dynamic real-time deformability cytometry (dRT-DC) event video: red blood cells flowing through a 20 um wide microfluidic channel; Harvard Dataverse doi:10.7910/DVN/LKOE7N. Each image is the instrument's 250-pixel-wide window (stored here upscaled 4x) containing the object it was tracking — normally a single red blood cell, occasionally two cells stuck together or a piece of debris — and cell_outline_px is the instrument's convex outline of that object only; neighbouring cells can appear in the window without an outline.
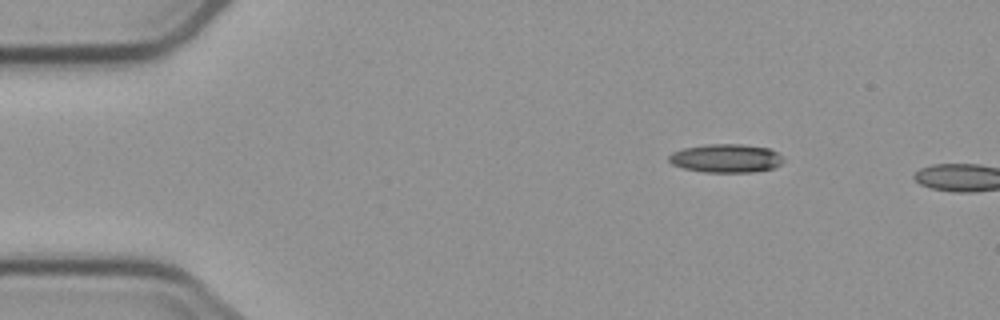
{"species": "common noctule bat (a hibernating species)", "species_latin": "Nyctalus noctula", "temperature_condition": "cold", "stored_images_in_passage": 2, "camera_frame_rate_fps": 3000, "um_per_image_px": 0.085, "animal": {"sex": "male", "body_mass_g": 23.1, "forearm_length_mm": 52.7}, "frame": {"image": 1, "passage_image": 1, "time_ms": 0.0, "image_size_px": [1000, 320], "cell_outline_px": [[784, 160], [780, 164], [772, 168], [752, 172], [704, 172], [684, 168], [672, 164], [668, 160], [668, 156], [672, 152], [684, 148], [708, 144], [740, 144], [768, 148], [776, 152]], "centroid_in_image_um": [61.68, 13.45], "position_along_channel_um": 23.3, "area_um2": 18.84}}